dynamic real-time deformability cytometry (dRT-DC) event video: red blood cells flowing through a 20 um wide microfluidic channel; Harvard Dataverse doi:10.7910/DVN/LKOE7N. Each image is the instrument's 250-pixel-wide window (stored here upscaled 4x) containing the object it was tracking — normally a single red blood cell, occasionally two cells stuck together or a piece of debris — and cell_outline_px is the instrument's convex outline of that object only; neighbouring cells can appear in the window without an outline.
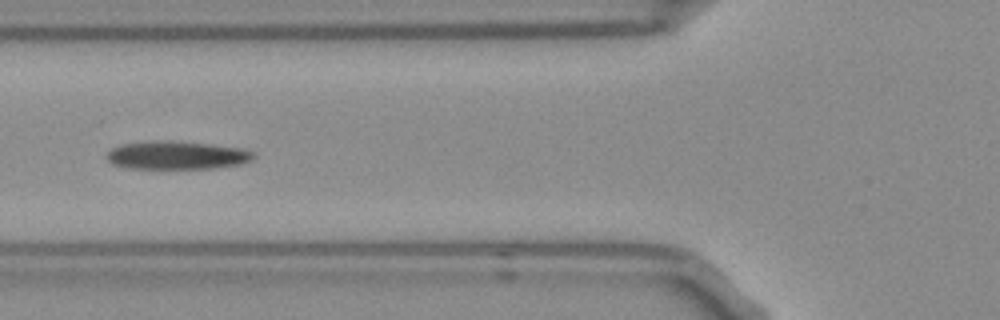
{"species": "Egyptian fruit bat (a non-hibernating species)", "species_latin": "Rousettus aegyptiacus", "temperature_condition": "room temperature", "stored_images_in_passage": 27, "camera_frame_rate_fps": 3000, "um_per_image_px": 0.085, "frame": {"image": 1, "passage_image": 8, "time_ms": 2.333, "image_size_px": [1000, 320], "cell_outline_px": [[256, 156], [252, 160], [240, 164], [216, 168], [128, 168], [112, 164], [104, 156], [112, 148], [120, 144], [152, 140], [172, 140], [212, 144], [244, 148], [256, 152]], "centroid_in_image_um": [15.05, 13.18], "position_along_channel_um": 110.7, "area_um2": 24.57}}